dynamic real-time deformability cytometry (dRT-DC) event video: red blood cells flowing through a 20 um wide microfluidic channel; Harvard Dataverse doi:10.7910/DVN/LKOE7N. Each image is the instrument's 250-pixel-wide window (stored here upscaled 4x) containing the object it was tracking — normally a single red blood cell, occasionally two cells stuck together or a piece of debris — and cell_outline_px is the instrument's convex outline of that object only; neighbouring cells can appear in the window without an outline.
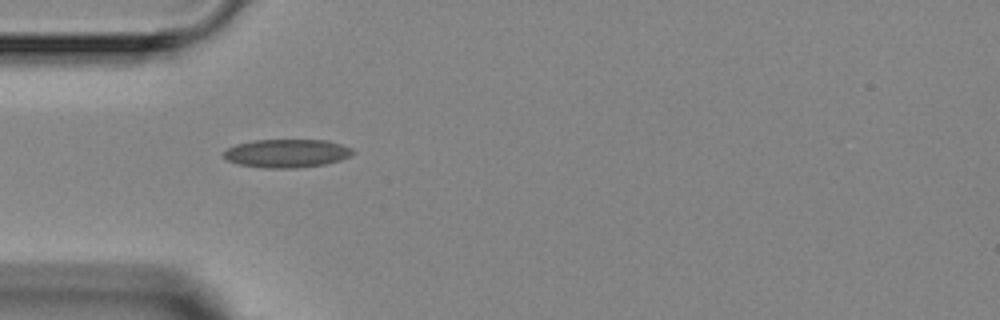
{"species": "Egyptian fruit bat (a non-hibernating species)", "species_latin": "Rousettus aegyptiacus", "temperature_condition": "room temperature", "stored_images_in_passage": 4, "camera_frame_rate_fps": 3000, "um_per_image_px": 0.085, "animal": {"sex": "female"}, "frame": {"image": 1, "passage_image": 3, "time_ms": 3.333, "image_size_px": [1000, 320], "cell_outline_px": [[356, 152], [340, 160], [324, 164], [296, 168], [264, 168], [240, 164], [228, 160], [224, 156], [224, 152], [228, 148], [236, 144], [256, 140], [328, 140], [352, 148]], "centroid_in_image_um": [24.4, 13.03], "position_along_channel_um": 60.6, "area_um2": 21.15}}
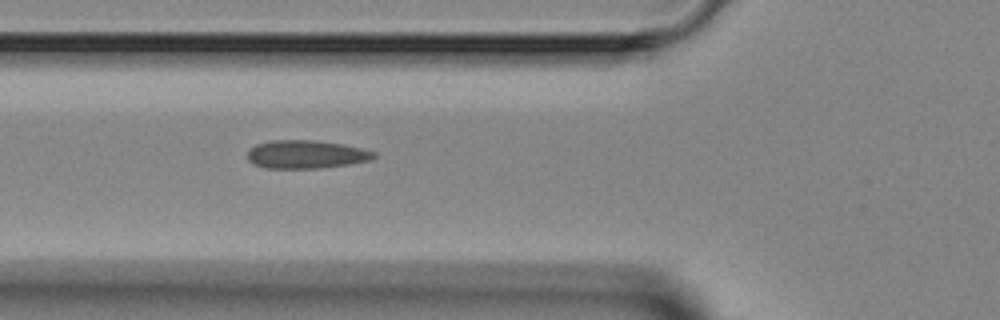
{"frame": {"image": 2, "passage_image": 4, "time_ms": 4.333, "image_size_px": [1000, 320], "cell_outline_px": [[376, 156], [372, 160], [348, 164], [320, 168], [268, 168], [252, 164], [248, 160], [248, 148], [256, 144], [272, 140], [312, 140], [344, 144], [376, 152]], "centroid_in_image_um": [26.0, 13.12], "position_along_channel_um": 99.8, "area_um2": 20.87}}